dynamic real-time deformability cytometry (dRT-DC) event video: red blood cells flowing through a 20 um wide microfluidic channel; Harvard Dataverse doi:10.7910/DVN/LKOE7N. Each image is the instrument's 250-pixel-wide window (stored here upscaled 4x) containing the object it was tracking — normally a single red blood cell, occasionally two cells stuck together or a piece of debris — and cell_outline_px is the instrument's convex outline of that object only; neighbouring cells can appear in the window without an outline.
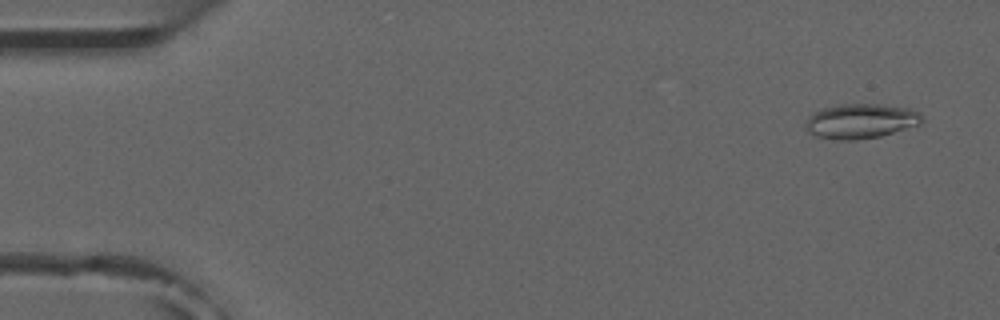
{"species": "common noctule bat (a hibernating species)", "species_latin": "Nyctalus noctula", "temperature_condition": "room temperature", "stored_images_in_passage": 8, "camera_frame_rate_fps": 3000, "um_per_image_px": 0.085, "animal": {"sex": "male", "forearm_length_mm": 52.5}, "frame": {"image": 1, "passage_image": 1, "time_ms": 0.0, "image_size_px": [1000, 320], "cell_outline_px": [[924, 120], [920, 124], [880, 136], [856, 140], [836, 140], [816, 136], [808, 132], [804, 128], [804, 124], [808, 116], [812, 112], [836, 104], [884, 104], [908, 108], [920, 112]], "centroid_in_image_um": [73.13, 10.29], "position_along_channel_um": 11.9, "area_um2": 23.87}}
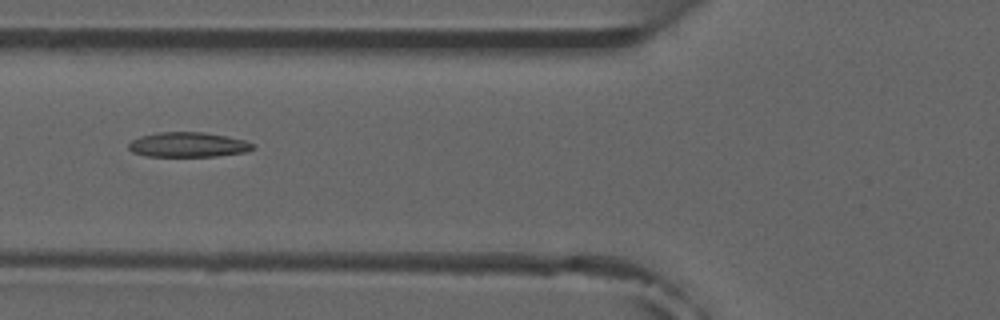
{"frame": {"image": 2, "passage_image": 6, "time_ms": 5.667, "image_size_px": [1000, 320], "cell_outline_px": [[256, 148], [248, 152], [216, 156], [148, 156], [132, 152], [128, 148], [128, 144], [132, 140], [140, 136], [160, 132], [204, 132], [228, 136], [244, 140], [256, 144]], "centroid_in_image_um": [16.04, 12.3], "position_along_channel_um": 109.8, "area_um2": 18.15}}
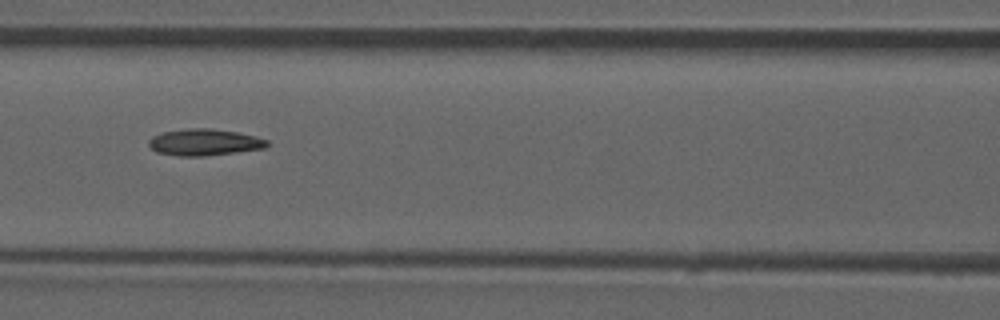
{"frame": {"image": 3, "passage_image": 7, "time_ms": 6.667, "image_size_px": [1000, 320], "cell_outline_px": [[268, 144], [264, 148], [236, 152], [204, 156], [176, 156], [156, 152], [148, 144], [148, 140], [152, 136], [160, 132], [188, 128], [212, 128], [236, 132], [256, 136], [268, 140]], "centroid_in_image_um": [17.33, 12.09], "position_along_channel_um": 149.3, "area_um2": 18.44}}